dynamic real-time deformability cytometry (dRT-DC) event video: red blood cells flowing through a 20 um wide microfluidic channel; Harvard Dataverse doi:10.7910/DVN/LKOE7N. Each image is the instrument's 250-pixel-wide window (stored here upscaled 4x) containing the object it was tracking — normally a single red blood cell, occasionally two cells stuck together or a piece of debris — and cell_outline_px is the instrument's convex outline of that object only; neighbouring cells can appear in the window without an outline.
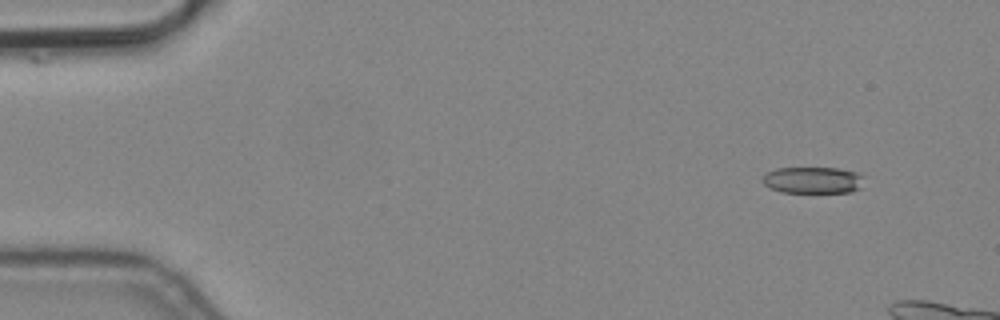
{"species": "common noctule bat (a hibernating species)", "species_latin": "Nyctalus noctula", "temperature_condition": "cold", "stored_images_in_passage": 4, "camera_frame_rate_fps": 3000, "um_per_image_px": 0.085, "animal": {"sex": "male", "body_mass_g": 19.2, "forearm_length_mm": 51.8}, "frame": {"image": 1, "passage_image": 1, "time_ms": 0.0, "image_size_px": [1000, 320], "cell_outline_px": [[864, 176], [860, 188], [852, 192], [780, 192], [768, 188], [760, 180], [768, 172], [776, 168], [836, 168], [860, 172]], "centroid_in_image_um": [69.1, 15.31], "position_along_channel_um": 15.9, "area_um2": 15.9}}